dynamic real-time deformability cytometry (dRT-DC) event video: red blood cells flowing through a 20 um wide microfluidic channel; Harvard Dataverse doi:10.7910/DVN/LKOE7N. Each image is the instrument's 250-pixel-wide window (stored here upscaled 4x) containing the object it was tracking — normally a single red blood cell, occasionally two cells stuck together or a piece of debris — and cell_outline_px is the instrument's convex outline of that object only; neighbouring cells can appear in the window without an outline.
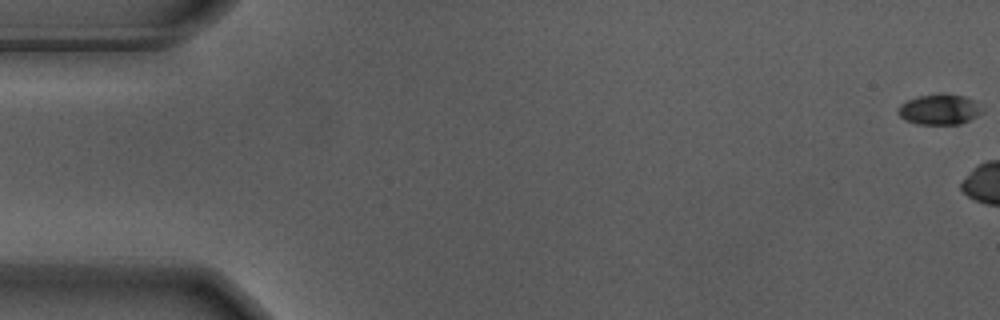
{"species": "Egyptian fruit bat (a non-hibernating species)", "species_latin": "Rousettus aegyptiacus", "temperature_condition": "warm", "stored_images_in_passage": 6, "camera_frame_rate_fps": 3000, "um_per_image_px": 0.085, "animal": {"sex": "male"}, "frame": {"image": 1, "passage_image": 1, "time_ms": 0.0, "image_size_px": [1000, 320], "cell_outline_px": [[980, 112], [976, 116], [960, 124], [916, 124], [904, 120], [900, 116], [896, 108], [900, 104], [908, 100], [920, 96], [964, 96], [972, 100]], "centroid_in_image_um": [79.73, 9.35], "position_along_channel_um": 5.3, "area_um2": 14.05}}